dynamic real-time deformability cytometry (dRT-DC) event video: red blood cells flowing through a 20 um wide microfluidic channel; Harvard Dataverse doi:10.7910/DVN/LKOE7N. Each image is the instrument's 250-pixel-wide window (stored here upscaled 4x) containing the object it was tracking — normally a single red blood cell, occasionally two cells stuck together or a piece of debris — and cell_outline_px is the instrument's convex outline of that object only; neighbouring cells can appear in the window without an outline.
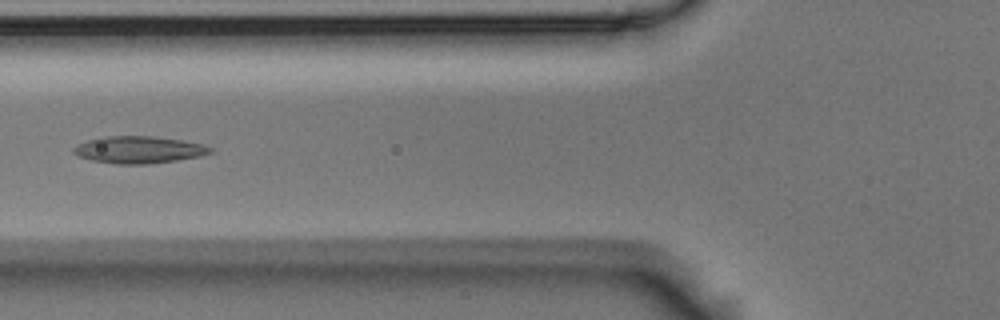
{"species": "Egyptian fruit bat (a non-hibernating species)", "species_latin": "Rousettus aegyptiacus", "temperature_condition": "room temperature", "stored_images_in_passage": 6, "camera_frame_rate_fps": 3000, "um_per_image_px": 0.085, "animal": {"sex": "male"}, "frame": {"image": 1, "passage_image": 6, "time_ms": 1.667, "image_size_px": [1000, 320], "cell_outline_px": [[216, 152], [200, 156], [176, 160], [148, 164], [116, 164], [92, 160], [80, 156], [72, 152], [72, 148], [88, 140], [104, 136], [156, 136], [184, 140], [204, 144], [212, 148]], "centroid_in_image_um": [11.86, 12.72], "position_along_channel_um": 113.9, "area_um2": 21.68}}